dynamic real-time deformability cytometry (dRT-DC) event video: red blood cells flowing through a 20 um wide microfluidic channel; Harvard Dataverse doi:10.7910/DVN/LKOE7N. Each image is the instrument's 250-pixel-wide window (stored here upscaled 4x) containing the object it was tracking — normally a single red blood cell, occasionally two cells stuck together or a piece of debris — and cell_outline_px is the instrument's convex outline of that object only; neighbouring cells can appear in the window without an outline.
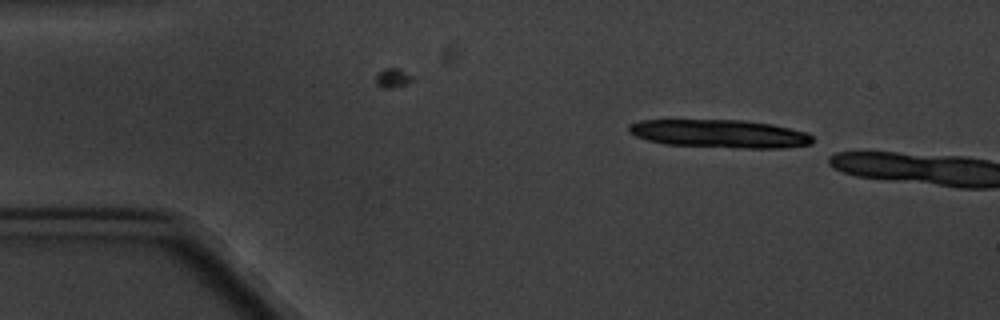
{"species": "common noctule bat (a hibernating species)", "species_latin": "Nyctalus noctula", "temperature_condition": "cold", "stored_images_in_passage": 4, "camera_frame_rate_fps": 3000, "um_per_image_px": 0.085, "animal": {"sex": "male", "body_mass_g": 20.1, "forearm_length_mm": 53.5}, "frame": {"image": 1, "passage_image": 4, "time_ms": 3.667, "image_size_px": [1000, 320], "cell_outline_px": [[812, 144], [784, 148], [744, 148], [664, 144], [648, 140], [636, 136], [628, 132], [628, 124], [640, 120], [744, 120], [772, 124], [808, 132], [812, 136]], "centroid_in_image_um": [61.18, 11.36], "position_along_channel_um": 23.8, "area_um2": 30.23}}